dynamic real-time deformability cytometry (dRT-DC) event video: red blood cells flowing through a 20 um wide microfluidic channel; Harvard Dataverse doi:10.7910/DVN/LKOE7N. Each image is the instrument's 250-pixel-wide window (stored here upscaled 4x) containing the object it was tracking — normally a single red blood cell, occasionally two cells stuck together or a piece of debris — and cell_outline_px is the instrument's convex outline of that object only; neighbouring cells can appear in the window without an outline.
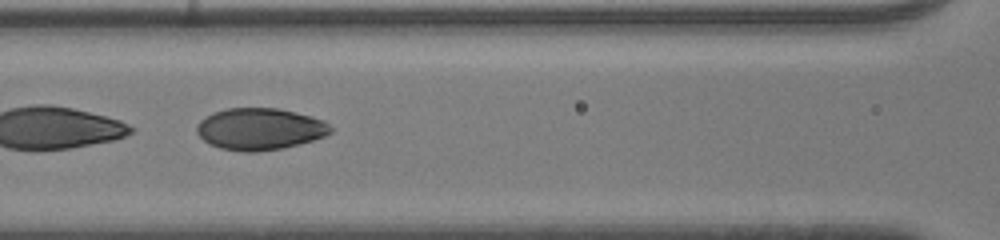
{"species": "human", "species_latin": "Homo sapiens", "temperature_condition": "room temperature", "stored_images_in_passage": 52, "segment_of_instrument_passage": [2, 2], "camera_frame_rate_fps": 3000, "um_per_image_px": 0.085, "donor": {"sex": "male"}, "frame": {"image": 1, "passage_image": 29, "time_ms": 9.333, "image_size_px": [1000, 240], "cell_outline_px": [[332, 132], [324, 136], [312, 140], [280, 148], [256, 152], [248, 152], [220, 148], [208, 144], [196, 132], [196, 124], [200, 120], [212, 112], [224, 108], [276, 108], [296, 112], [324, 120], [332, 128]], "centroid_in_image_um": [22.04, 10.95], "position_along_channel_um": 144.6, "area_um2": 32.54}}
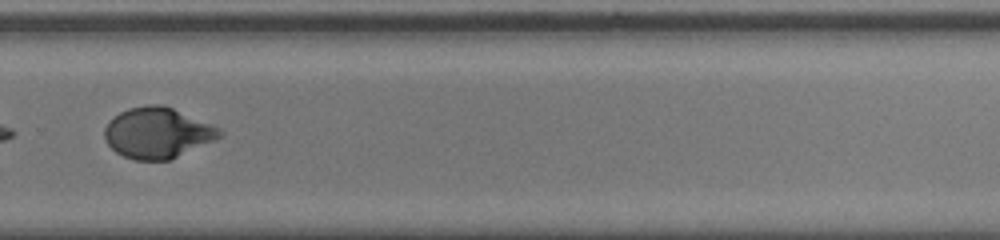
{"frame": {"image": 2, "passage_image": 41, "time_ms": 13.333, "image_size_px": [1000, 240], "cell_outline_px": [[224, 136], [168, 160], [136, 160], [124, 156], [116, 152], [104, 140], [104, 128], [120, 112], [128, 108], [148, 104], [160, 104], [172, 108], [220, 128], [224, 132]], "centroid_in_image_um": [13.39, 11.29], "position_along_channel_um": 316.4, "area_um2": 33.7}}